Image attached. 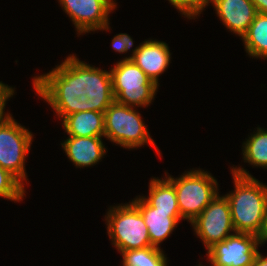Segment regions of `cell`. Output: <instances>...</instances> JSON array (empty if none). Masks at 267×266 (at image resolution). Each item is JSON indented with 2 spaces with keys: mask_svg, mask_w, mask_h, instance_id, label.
Wrapping results in <instances>:
<instances>
[{
  "mask_svg": "<svg viewBox=\"0 0 267 266\" xmlns=\"http://www.w3.org/2000/svg\"><path fill=\"white\" fill-rule=\"evenodd\" d=\"M142 198L156 211L180 212L174 185L165 177L151 178L149 182V196Z\"/></svg>",
  "mask_w": 267,
  "mask_h": 266,
  "instance_id": "17",
  "label": "cell"
},
{
  "mask_svg": "<svg viewBox=\"0 0 267 266\" xmlns=\"http://www.w3.org/2000/svg\"><path fill=\"white\" fill-rule=\"evenodd\" d=\"M73 22L78 36L97 30H110L109 14L117 8L114 0H58Z\"/></svg>",
  "mask_w": 267,
  "mask_h": 266,
  "instance_id": "10",
  "label": "cell"
},
{
  "mask_svg": "<svg viewBox=\"0 0 267 266\" xmlns=\"http://www.w3.org/2000/svg\"><path fill=\"white\" fill-rule=\"evenodd\" d=\"M259 238H260V242L263 245L265 244V242H267V208H266V211H265L263 228L261 230Z\"/></svg>",
  "mask_w": 267,
  "mask_h": 266,
  "instance_id": "26",
  "label": "cell"
},
{
  "mask_svg": "<svg viewBox=\"0 0 267 266\" xmlns=\"http://www.w3.org/2000/svg\"><path fill=\"white\" fill-rule=\"evenodd\" d=\"M250 135L243 142L242 159L254 167L267 169V129L257 127Z\"/></svg>",
  "mask_w": 267,
  "mask_h": 266,
  "instance_id": "19",
  "label": "cell"
},
{
  "mask_svg": "<svg viewBox=\"0 0 267 266\" xmlns=\"http://www.w3.org/2000/svg\"><path fill=\"white\" fill-rule=\"evenodd\" d=\"M33 88L45 100L61 120L70 114L86 111L83 89V61L71 54L54 69L34 76Z\"/></svg>",
  "mask_w": 267,
  "mask_h": 266,
  "instance_id": "1",
  "label": "cell"
},
{
  "mask_svg": "<svg viewBox=\"0 0 267 266\" xmlns=\"http://www.w3.org/2000/svg\"><path fill=\"white\" fill-rule=\"evenodd\" d=\"M162 248L154 246L120 252L122 266H167Z\"/></svg>",
  "mask_w": 267,
  "mask_h": 266,
  "instance_id": "20",
  "label": "cell"
},
{
  "mask_svg": "<svg viewBox=\"0 0 267 266\" xmlns=\"http://www.w3.org/2000/svg\"><path fill=\"white\" fill-rule=\"evenodd\" d=\"M132 54L123 60H132L143 72L159 86V77L171 63V52L167 43L148 39L132 49Z\"/></svg>",
  "mask_w": 267,
  "mask_h": 266,
  "instance_id": "11",
  "label": "cell"
},
{
  "mask_svg": "<svg viewBox=\"0 0 267 266\" xmlns=\"http://www.w3.org/2000/svg\"><path fill=\"white\" fill-rule=\"evenodd\" d=\"M33 137L32 132L18 123L10 113L6 112L0 117V167L23 185L28 180L25 161Z\"/></svg>",
  "mask_w": 267,
  "mask_h": 266,
  "instance_id": "7",
  "label": "cell"
},
{
  "mask_svg": "<svg viewBox=\"0 0 267 266\" xmlns=\"http://www.w3.org/2000/svg\"><path fill=\"white\" fill-rule=\"evenodd\" d=\"M219 195L218 193L191 222L197 237L201 239L207 250L235 233L229 201L225 194Z\"/></svg>",
  "mask_w": 267,
  "mask_h": 266,
  "instance_id": "8",
  "label": "cell"
},
{
  "mask_svg": "<svg viewBox=\"0 0 267 266\" xmlns=\"http://www.w3.org/2000/svg\"><path fill=\"white\" fill-rule=\"evenodd\" d=\"M102 140V137L68 136L62 141L61 147L75 167H91L95 166L107 153Z\"/></svg>",
  "mask_w": 267,
  "mask_h": 266,
  "instance_id": "15",
  "label": "cell"
},
{
  "mask_svg": "<svg viewBox=\"0 0 267 266\" xmlns=\"http://www.w3.org/2000/svg\"><path fill=\"white\" fill-rule=\"evenodd\" d=\"M143 216L148 227L151 245L159 248L160 244L172 234L182 219L180 212L156 211L140 195L131 201Z\"/></svg>",
  "mask_w": 267,
  "mask_h": 266,
  "instance_id": "14",
  "label": "cell"
},
{
  "mask_svg": "<svg viewBox=\"0 0 267 266\" xmlns=\"http://www.w3.org/2000/svg\"><path fill=\"white\" fill-rule=\"evenodd\" d=\"M259 245H263L259 236L235 232L222 242L215 243L207 250L206 256L211 266H253Z\"/></svg>",
  "mask_w": 267,
  "mask_h": 266,
  "instance_id": "9",
  "label": "cell"
},
{
  "mask_svg": "<svg viewBox=\"0 0 267 266\" xmlns=\"http://www.w3.org/2000/svg\"><path fill=\"white\" fill-rule=\"evenodd\" d=\"M258 13L267 14V0H251Z\"/></svg>",
  "mask_w": 267,
  "mask_h": 266,
  "instance_id": "25",
  "label": "cell"
},
{
  "mask_svg": "<svg viewBox=\"0 0 267 266\" xmlns=\"http://www.w3.org/2000/svg\"><path fill=\"white\" fill-rule=\"evenodd\" d=\"M180 14L190 19H196L212 0H168Z\"/></svg>",
  "mask_w": 267,
  "mask_h": 266,
  "instance_id": "22",
  "label": "cell"
},
{
  "mask_svg": "<svg viewBox=\"0 0 267 266\" xmlns=\"http://www.w3.org/2000/svg\"><path fill=\"white\" fill-rule=\"evenodd\" d=\"M253 266H267V256H263L259 252L254 259Z\"/></svg>",
  "mask_w": 267,
  "mask_h": 266,
  "instance_id": "27",
  "label": "cell"
},
{
  "mask_svg": "<svg viewBox=\"0 0 267 266\" xmlns=\"http://www.w3.org/2000/svg\"><path fill=\"white\" fill-rule=\"evenodd\" d=\"M83 89L88 97L86 111L105 112L115 101L110 70L83 62Z\"/></svg>",
  "mask_w": 267,
  "mask_h": 266,
  "instance_id": "12",
  "label": "cell"
},
{
  "mask_svg": "<svg viewBox=\"0 0 267 266\" xmlns=\"http://www.w3.org/2000/svg\"><path fill=\"white\" fill-rule=\"evenodd\" d=\"M24 185L10 172L0 167V197L20 202L25 196Z\"/></svg>",
  "mask_w": 267,
  "mask_h": 266,
  "instance_id": "21",
  "label": "cell"
},
{
  "mask_svg": "<svg viewBox=\"0 0 267 266\" xmlns=\"http://www.w3.org/2000/svg\"><path fill=\"white\" fill-rule=\"evenodd\" d=\"M241 40L252 59H267V14L257 13Z\"/></svg>",
  "mask_w": 267,
  "mask_h": 266,
  "instance_id": "18",
  "label": "cell"
},
{
  "mask_svg": "<svg viewBox=\"0 0 267 266\" xmlns=\"http://www.w3.org/2000/svg\"><path fill=\"white\" fill-rule=\"evenodd\" d=\"M110 69L115 102L133 107H147L158 86L132 60H120Z\"/></svg>",
  "mask_w": 267,
  "mask_h": 266,
  "instance_id": "6",
  "label": "cell"
},
{
  "mask_svg": "<svg viewBox=\"0 0 267 266\" xmlns=\"http://www.w3.org/2000/svg\"><path fill=\"white\" fill-rule=\"evenodd\" d=\"M15 94V87H10L0 81V117L5 113L6 102Z\"/></svg>",
  "mask_w": 267,
  "mask_h": 266,
  "instance_id": "24",
  "label": "cell"
},
{
  "mask_svg": "<svg viewBox=\"0 0 267 266\" xmlns=\"http://www.w3.org/2000/svg\"><path fill=\"white\" fill-rule=\"evenodd\" d=\"M174 178L165 172L176 189L178 208L182 220L192 222L219 193L217 180L210 172L190 169Z\"/></svg>",
  "mask_w": 267,
  "mask_h": 266,
  "instance_id": "4",
  "label": "cell"
},
{
  "mask_svg": "<svg viewBox=\"0 0 267 266\" xmlns=\"http://www.w3.org/2000/svg\"><path fill=\"white\" fill-rule=\"evenodd\" d=\"M211 3L227 30L241 38L258 13L251 0H212Z\"/></svg>",
  "mask_w": 267,
  "mask_h": 266,
  "instance_id": "13",
  "label": "cell"
},
{
  "mask_svg": "<svg viewBox=\"0 0 267 266\" xmlns=\"http://www.w3.org/2000/svg\"><path fill=\"white\" fill-rule=\"evenodd\" d=\"M135 41L126 33H119L112 39V48L115 52L126 54L134 46Z\"/></svg>",
  "mask_w": 267,
  "mask_h": 266,
  "instance_id": "23",
  "label": "cell"
},
{
  "mask_svg": "<svg viewBox=\"0 0 267 266\" xmlns=\"http://www.w3.org/2000/svg\"><path fill=\"white\" fill-rule=\"evenodd\" d=\"M61 121L68 136L104 137V112H76L65 116Z\"/></svg>",
  "mask_w": 267,
  "mask_h": 266,
  "instance_id": "16",
  "label": "cell"
},
{
  "mask_svg": "<svg viewBox=\"0 0 267 266\" xmlns=\"http://www.w3.org/2000/svg\"><path fill=\"white\" fill-rule=\"evenodd\" d=\"M105 221L111 243L119 253L152 246L148 227L132 202L111 206Z\"/></svg>",
  "mask_w": 267,
  "mask_h": 266,
  "instance_id": "5",
  "label": "cell"
},
{
  "mask_svg": "<svg viewBox=\"0 0 267 266\" xmlns=\"http://www.w3.org/2000/svg\"><path fill=\"white\" fill-rule=\"evenodd\" d=\"M104 137L125 149L151 145L159 152L135 107L113 102L104 112Z\"/></svg>",
  "mask_w": 267,
  "mask_h": 266,
  "instance_id": "3",
  "label": "cell"
},
{
  "mask_svg": "<svg viewBox=\"0 0 267 266\" xmlns=\"http://www.w3.org/2000/svg\"><path fill=\"white\" fill-rule=\"evenodd\" d=\"M231 173L234 191L225 197L229 201L234 230L259 236L267 208V185L243 167H231Z\"/></svg>",
  "mask_w": 267,
  "mask_h": 266,
  "instance_id": "2",
  "label": "cell"
}]
</instances>
